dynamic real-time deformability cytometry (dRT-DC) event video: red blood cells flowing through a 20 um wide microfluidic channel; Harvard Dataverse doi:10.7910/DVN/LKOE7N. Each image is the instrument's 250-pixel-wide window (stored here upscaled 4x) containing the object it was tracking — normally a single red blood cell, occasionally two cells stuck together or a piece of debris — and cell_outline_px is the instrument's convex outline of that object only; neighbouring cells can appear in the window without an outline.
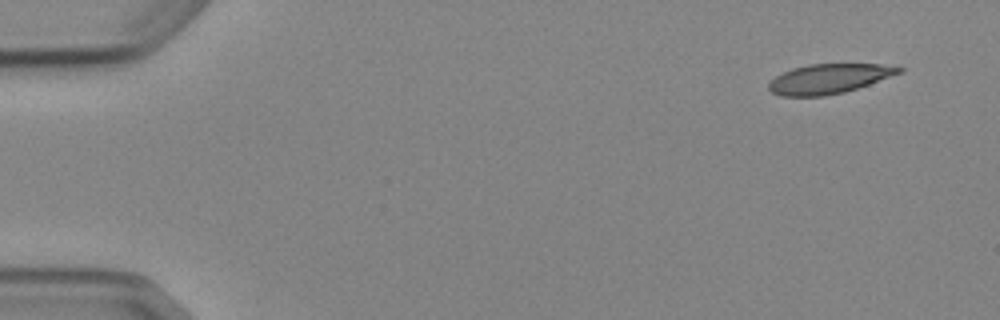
{"species": "Egyptian fruit bat (a non-hibernating species)", "species_latin": "Rousettus aegyptiacus", "temperature_condition": "cold", "stored_images_in_passage": 5, "camera_frame_rate_fps": 3000, "um_per_image_px": 0.085, "animal": {"sex": "female"}, "frame": {"image": 1, "passage_image": 1, "time_ms": 0.0, "image_size_px": [1000, 320], "cell_outline_px": [[904, 68], [900, 72], [868, 84], [844, 92], [824, 96], [780, 96], [772, 92], [768, 88], [768, 84], [776, 76], [792, 68], [808, 64], [880, 64]], "centroid_in_image_um": [70.4, 6.69], "position_along_channel_um": 14.6, "area_um2": 22.14}}
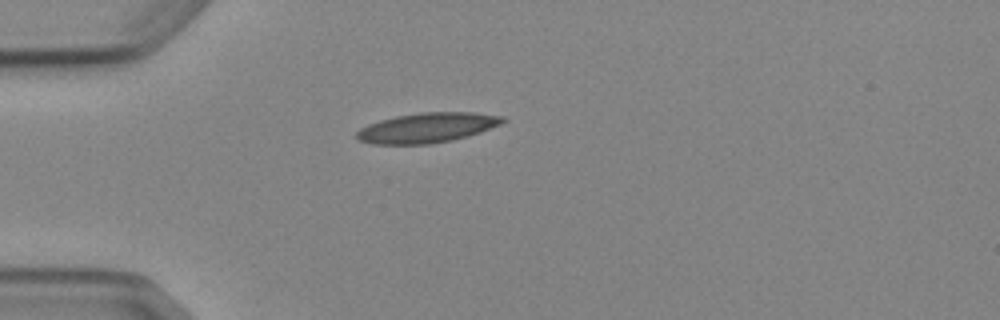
{"frame": {"image": 2, "passage_image": 4, "time_ms": 3.667, "image_size_px": [1000, 320], "cell_outline_px": [[508, 120], [500, 124], [480, 132], [468, 136], [452, 140], [428, 144], [372, 144], [360, 140], [356, 136], [356, 132], [360, 128], [368, 124], [380, 120], [396, 116], [420, 112], [476, 112], [504, 116]], "centroid_in_image_um": [36.33, 10.85], "position_along_channel_um": 48.7, "area_um2": 25.49}}